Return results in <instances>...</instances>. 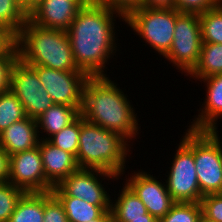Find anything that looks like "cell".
<instances>
[{
    "mask_svg": "<svg viewBox=\"0 0 222 222\" xmlns=\"http://www.w3.org/2000/svg\"><path fill=\"white\" fill-rule=\"evenodd\" d=\"M17 58L18 49L15 42L0 55V93L9 90L11 67Z\"/></svg>",
    "mask_w": 222,
    "mask_h": 222,
    "instance_id": "cell-31",
    "label": "cell"
},
{
    "mask_svg": "<svg viewBox=\"0 0 222 222\" xmlns=\"http://www.w3.org/2000/svg\"><path fill=\"white\" fill-rule=\"evenodd\" d=\"M201 215L200 202H175L159 222H199Z\"/></svg>",
    "mask_w": 222,
    "mask_h": 222,
    "instance_id": "cell-27",
    "label": "cell"
},
{
    "mask_svg": "<svg viewBox=\"0 0 222 222\" xmlns=\"http://www.w3.org/2000/svg\"><path fill=\"white\" fill-rule=\"evenodd\" d=\"M28 20V11L18 0H0V28L14 38Z\"/></svg>",
    "mask_w": 222,
    "mask_h": 222,
    "instance_id": "cell-23",
    "label": "cell"
},
{
    "mask_svg": "<svg viewBox=\"0 0 222 222\" xmlns=\"http://www.w3.org/2000/svg\"><path fill=\"white\" fill-rule=\"evenodd\" d=\"M18 1L27 11H30V9L38 2V0H18Z\"/></svg>",
    "mask_w": 222,
    "mask_h": 222,
    "instance_id": "cell-40",
    "label": "cell"
},
{
    "mask_svg": "<svg viewBox=\"0 0 222 222\" xmlns=\"http://www.w3.org/2000/svg\"><path fill=\"white\" fill-rule=\"evenodd\" d=\"M18 58L26 65L83 72L75 62L67 32L43 28L29 19L15 37Z\"/></svg>",
    "mask_w": 222,
    "mask_h": 222,
    "instance_id": "cell-3",
    "label": "cell"
},
{
    "mask_svg": "<svg viewBox=\"0 0 222 222\" xmlns=\"http://www.w3.org/2000/svg\"><path fill=\"white\" fill-rule=\"evenodd\" d=\"M199 81L206 85L207 94L204 102H200L202 105L197 110L199 113L190 121L188 129L217 131L218 119L222 118V74L202 78Z\"/></svg>",
    "mask_w": 222,
    "mask_h": 222,
    "instance_id": "cell-14",
    "label": "cell"
},
{
    "mask_svg": "<svg viewBox=\"0 0 222 222\" xmlns=\"http://www.w3.org/2000/svg\"><path fill=\"white\" fill-rule=\"evenodd\" d=\"M142 7L150 9L175 8V0H142Z\"/></svg>",
    "mask_w": 222,
    "mask_h": 222,
    "instance_id": "cell-36",
    "label": "cell"
},
{
    "mask_svg": "<svg viewBox=\"0 0 222 222\" xmlns=\"http://www.w3.org/2000/svg\"><path fill=\"white\" fill-rule=\"evenodd\" d=\"M8 182L28 192H50L54 187L45 177L39 145L10 156Z\"/></svg>",
    "mask_w": 222,
    "mask_h": 222,
    "instance_id": "cell-11",
    "label": "cell"
},
{
    "mask_svg": "<svg viewBox=\"0 0 222 222\" xmlns=\"http://www.w3.org/2000/svg\"><path fill=\"white\" fill-rule=\"evenodd\" d=\"M31 67L37 72L42 86L54 104L72 106L81 110L83 90L89 78L86 73L56 70L41 65Z\"/></svg>",
    "mask_w": 222,
    "mask_h": 222,
    "instance_id": "cell-10",
    "label": "cell"
},
{
    "mask_svg": "<svg viewBox=\"0 0 222 222\" xmlns=\"http://www.w3.org/2000/svg\"><path fill=\"white\" fill-rule=\"evenodd\" d=\"M25 192L10 182L0 183V222H8Z\"/></svg>",
    "mask_w": 222,
    "mask_h": 222,
    "instance_id": "cell-29",
    "label": "cell"
},
{
    "mask_svg": "<svg viewBox=\"0 0 222 222\" xmlns=\"http://www.w3.org/2000/svg\"><path fill=\"white\" fill-rule=\"evenodd\" d=\"M180 14L175 8L161 10L141 7L125 18V25L131 27L145 46L147 43L160 57H164L173 43L176 18Z\"/></svg>",
    "mask_w": 222,
    "mask_h": 222,
    "instance_id": "cell-6",
    "label": "cell"
},
{
    "mask_svg": "<svg viewBox=\"0 0 222 222\" xmlns=\"http://www.w3.org/2000/svg\"><path fill=\"white\" fill-rule=\"evenodd\" d=\"M63 205L68 222H89L99 218L110 206H96L71 196H55Z\"/></svg>",
    "mask_w": 222,
    "mask_h": 222,
    "instance_id": "cell-22",
    "label": "cell"
},
{
    "mask_svg": "<svg viewBox=\"0 0 222 222\" xmlns=\"http://www.w3.org/2000/svg\"><path fill=\"white\" fill-rule=\"evenodd\" d=\"M81 131V116H79L69 126L63 128L58 133H55L48 140L60 148L73 154L75 157L79 148V135Z\"/></svg>",
    "mask_w": 222,
    "mask_h": 222,
    "instance_id": "cell-26",
    "label": "cell"
},
{
    "mask_svg": "<svg viewBox=\"0 0 222 222\" xmlns=\"http://www.w3.org/2000/svg\"><path fill=\"white\" fill-rule=\"evenodd\" d=\"M222 0H175V9L180 13H203L215 8Z\"/></svg>",
    "mask_w": 222,
    "mask_h": 222,
    "instance_id": "cell-33",
    "label": "cell"
},
{
    "mask_svg": "<svg viewBox=\"0 0 222 222\" xmlns=\"http://www.w3.org/2000/svg\"><path fill=\"white\" fill-rule=\"evenodd\" d=\"M26 117L23 104L10 89L0 93V134L13 123Z\"/></svg>",
    "mask_w": 222,
    "mask_h": 222,
    "instance_id": "cell-25",
    "label": "cell"
},
{
    "mask_svg": "<svg viewBox=\"0 0 222 222\" xmlns=\"http://www.w3.org/2000/svg\"><path fill=\"white\" fill-rule=\"evenodd\" d=\"M202 214L210 220L222 222V195L209 194L201 199Z\"/></svg>",
    "mask_w": 222,
    "mask_h": 222,
    "instance_id": "cell-32",
    "label": "cell"
},
{
    "mask_svg": "<svg viewBox=\"0 0 222 222\" xmlns=\"http://www.w3.org/2000/svg\"><path fill=\"white\" fill-rule=\"evenodd\" d=\"M39 150L46 179L58 185L64 178L79 169L76 157L53 145L49 140H40Z\"/></svg>",
    "mask_w": 222,
    "mask_h": 222,
    "instance_id": "cell-15",
    "label": "cell"
},
{
    "mask_svg": "<svg viewBox=\"0 0 222 222\" xmlns=\"http://www.w3.org/2000/svg\"><path fill=\"white\" fill-rule=\"evenodd\" d=\"M101 179V180H100ZM122 180L117 175L99 169L79 168L51 190L54 196H71L96 206H110L111 196L102 181ZM108 191V193H107Z\"/></svg>",
    "mask_w": 222,
    "mask_h": 222,
    "instance_id": "cell-8",
    "label": "cell"
},
{
    "mask_svg": "<svg viewBox=\"0 0 222 222\" xmlns=\"http://www.w3.org/2000/svg\"><path fill=\"white\" fill-rule=\"evenodd\" d=\"M203 43L222 44V1L213 9L199 14Z\"/></svg>",
    "mask_w": 222,
    "mask_h": 222,
    "instance_id": "cell-24",
    "label": "cell"
},
{
    "mask_svg": "<svg viewBox=\"0 0 222 222\" xmlns=\"http://www.w3.org/2000/svg\"><path fill=\"white\" fill-rule=\"evenodd\" d=\"M133 145L120 134L94 125L81 117L76 161L79 168L99 169L123 177Z\"/></svg>",
    "mask_w": 222,
    "mask_h": 222,
    "instance_id": "cell-4",
    "label": "cell"
},
{
    "mask_svg": "<svg viewBox=\"0 0 222 222\" xmlns=\"http://www.w3.org/2000/svg\"><path fill=\"white\" fill-rule=\"evenodd\" d=\"M79 116L80 111L76 107L53 104L36 120L38 130L41 129L38 131L39 137L41 136L40 140H48L55 133L73 123Z\"/></svg>",
    "mask_w": 222,
    "mask_h": 222,
    "instance_id": "cell-17",
    "label": "cell"
},
{
    "mask_svg": "<svg viewBox=\"0 0 222 222\" xmlns=\"http://www.w3.org/2000/svg\"><path fill=\"white\" fill-rule=\"evenodd\" d=\"M116 18L125 23L120 13L91 1L78 11L66 31L77 67L89 77L109 76V59L119 51Z\"/></svg>",
    "mask_w": 222,
    "mask_h": 222,
    "instance_id": "cell-1",
    "label": "cell"
},
{
    "mask_svg": "<svg viewBox=\"0 0 222 222\" xmlns=\"http://www.w3.org/2000/svg\"><path fill=\"white\" fill-rule=\"evenodd\" d=\"M220 131L188 129L180 138L194 154L202 197L222 190V141Z\"/></svg>",
    "mask_w": 222,
    "mask_h": 222,
    "instance_id": "cell-5",
    "label": "cell"
},
{
    "mask_svg": "<svg viewBox=\"0 0 222 222\" xmlns=\"http://www.w3.org/2000/svg\"><path fill=\"white\" fill-rule=\"evenodd\" d=\"M17 98L23 104L26 116L36 120L54 104L43 86L38 94L17 96Z\"/></svg>",
    "mask_w": 222,
    "mask_h": 222,
    "instance_id": "cell-28",
    "label": "cell"
},
{
    "mask_svg": "<svg viewBox=\"0 0 222 222\" xmlns=\"http://www.w3.org/2000/svg\"><path fill=\"white\" fill-rule=\"evenodd\" d=\"M122 185L119 193L115 194L118 197L111 199L112 222H130V219L144 218V215L148 214L144 203L126 183Z\"/></svg>",
    "mask_w": 222,
    "mask_h": 222,
    "instance_id": "cell-18",
    "label": "cell"
},
{
    "mask_svg": "<svg viewBox=\"0 0 222 222\" xmlns=\"http://www.w3.org/2000/svg\"><path fill=\"white\" fill-rule=\"evenodd\" d=\"M177 144L165 184L174 202H201L193 151L182 141Z\"/></svg>",
    "mask_w": 222,
    "mask_h": 222,
    "instance_id": "cell-9",
    "label": "cell"
},
{
    "mask_svg": "<svg viewBox=\"0 0 222 222\" xmlns=\"http://www.w3.org/2000/svg\"><path fill=\"white\" fill-rule=\"evenodd\" d=\"M216 74H222V44L202 43L199 61L187 76L196 82Z\"/></svg>",
    "mask_w": 222,
    "mask_h": 222,
    "instance_id": "cell-20",
    "label": "cell"
},
{
    "mask_svg": "<svg viewBox=\"0 0 222 222\" xmlns=\"http://www.w3.org/2000/svg\"><path fill=\"white\" fill-rule=\"evenodd\" d=\"M43 222H68L66 212L52 192H44Z\"/></svg>",
    "mask_w": 222,
    "mask_h": 222,
    "instance_id": "cell-30",
    "label": "cell"
},
{
    "mask_svg": "<svg viewBox=\"0 0 222 222\" xmlns=\"http://www.w3.org/2000/svg\"><path fill=\"white\" fill-rule=\"evenodd\" d=\"M173 35V43L164 58L187 76L199 61L203 43L199 14L181 13L176 18Z\"/></svg>",
    "mask_w": 222,
    "mask_h": 222,
    "instance_id": "cell-7",
    "label": "cell"
},
{
    "mask_svg": "<svg viewBox=\"0 0 222 222\" xmlns=\"http://www.w3.org/2000/svg\"><path fill=\"white\" fill-rule=\"evenodd\" d=\"M10 156L0 146V183L8 182Z\"/></svg>",
    "mask_w": 222,
    "mask_h": 222,
    "instance_id": "cell-35",
    "label": "cell"
},
{
    "mask_svg": "<svg viewBox=\"0 0 222 222\" xmlns=\"http://www.w3.org/2000/svg\"><path fill=\"white\" fill-rule=\"evenodd\" d=\"M126 179H123L144 203L147 211L150 215L154 216L158 220L164 217L170 210L171 206L175 203L171 198L170 193L167 190L164 181L158 180V178L151 173L138 169L133 173L125 175Z\"/></svg>",
    "mask_w": 222,
    "mask_h": 222,
    "instance_id": "cell-12",
    "label": "cell"
},
{
    "mask_svg": "<svg viewBox=\"0 0 222 222\" xmlns=\"http://www.w3.org/2000/svg\"><path fill=\"white\" fill-rule=\"evenodd\" d=\"M41 87L37 72L17 58L11 67L10 91L16 96L34 95L41 92Z\"/></svg>",
    "mask_w": 222,
    "mask_h": 222,
    "instance_id": "cell-19",
    "label": "cell"
},
{
    "mask_svg": "<svg viewBox=\"0 0 222 222\" xmlns=\"http://www.w3.org/2000/svg\"><path fill=\"white\" fill-rule=\"evenodd\" d=\"M110 76L89 77L85 83L80 116L94 125L116 132L129 143L140 135L135 108ZM132 104V105H131ZM140 125V127L138 126Z\"/></svg>",
    "mask_w": 222,
    "mask_h": 222,
    "instance_id": "cell-2",
    "label": "cell"
},
{
    "mask_svg": "<svg viewBox=\"0 0 222 222\" xmlns=\"http://www.w3.org/2000/svg\"><path fill=\"white\" fill-rule=\"evenodd\" d=\"M36 119L28 116L13 123L0 134V146L11 156L39 145L40 137Z\"/></svg>",
    "mask_w": 222,
    "mask_h": 222,
    "instance_id": "cell-16",
    "label": "cell"
},
{
    "mask_svg": "<svg viewBox=\"0 0 222 222\" xmlns=\"http://www.w3.org/2000/svg\"><path fill=\"white\" fill-rule=\"evenodd\" d=\"M130 222H159V220L148 213L144 218L130 219Z\"/></svg>",
    "mask_w": 222,
    "mask_h": 222,
    "instance_id": "cell-39",
    "label": "cell"
},
{
    "mask_svg": "<svg viewBox=\"0 0 222 222\" xmlns=\"http://www.w3.org/2000/svg\"><path fill=\"white\" fill-rule=\"evenodd\" d=\"M199 222H217V221L210 220L202 214Z\"/></svg>",
    "mask_w": 222,
    "mask_h": 222,
    "instance_id": "cell-41",
    "label": "cell"
},
{
    "mask_svg": "<svg viewBox=\"0 0 222 222\" xmlns=\"http://www.w3.org/2000/svg\"><path fill=\"white\" fill-rule=\"evenodd\" d=\"M89 222H112L111 211H105L99 218L90 220Z\"/></svg>",
    "mask_w": 222,
    "mask_h": 222,
    "instance_id": "cell-38",
    "label": "cell"
},
{
    "mask_svg": "<svg viewBox=\"0 0 222 222\" xmlns=\"http://www.w3.org/2000/svg\"><path fill=\"white\" fill-rule=\"evenodd\" d=\"M91 0H38L28 19L43 28L67 31L78 11Z\"/></svg>",
    "mask_w": 222,
    "mask_h": 222,
    "instance_id": "cell-13",
    "label": "cell"
},
{
    "mask_svg": "<svg viewBox=\"0 0 222 222\" xmlns=\"http://www.w3.org/2000/svg\"><path fill=\"white\" fill-rule=\"evenodd\" d=\"M94 3L107 6L126 18L132 11L142 7V0H91Z\"/></svg>",
    "mask_w": 222,
    "mask_h": 222,
    "instance_id": "cell-34",
    "label": "cell"
},
{
    "mask_svg": "<svg viewBox=\"0 0 222 222\" xmlns=\"http://www.w3.org/2000/svg\"><path fill=\"white\" fill-rule=\"evenodd\" d=\"M14 42L15 38L6 30L0 28V55H2Z\"/></svg>",
    "mask_w": 222,
    "mask_h": 222,
    "instance_id": "cell-37",
    "label": "cell"
},
{
    "mask_svg": "<svg viewBox=\"0 0 222 222\" xmlns=\"http://www.w3.org/2000/svg\"><path fill=\"white\" fill-rule=\"evenodd\" d=\"M44 192L24 193L8 222H43Z\"/></svg>",
    "mask_w": 222,
    "mask_h": 222,
    "instance_id": "cell-21",
    "label": "cell"
}]
</instances>
